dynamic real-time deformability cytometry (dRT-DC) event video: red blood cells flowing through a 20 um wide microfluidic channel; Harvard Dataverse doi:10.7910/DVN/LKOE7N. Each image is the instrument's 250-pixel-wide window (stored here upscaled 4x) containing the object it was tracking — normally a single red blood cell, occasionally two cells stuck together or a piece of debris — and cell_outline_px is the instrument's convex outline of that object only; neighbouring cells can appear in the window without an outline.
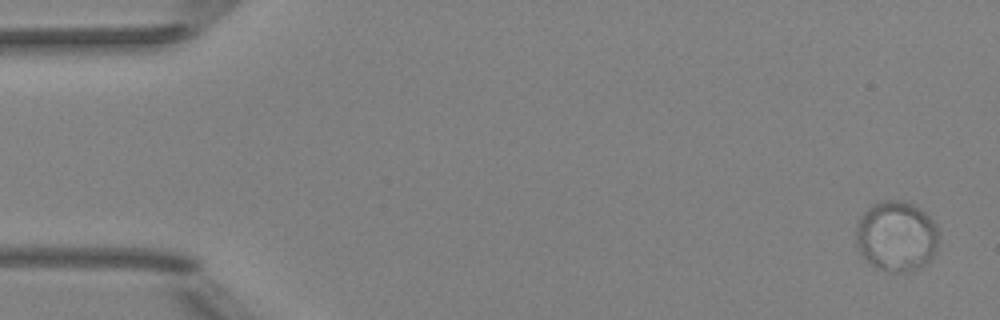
{"species": "Egyptian fruit bat (a non-hibernating species)", "species_latin": "Rousettus aegyptiacus", "temperature_condition": "room temperature", "stored_images_in_passage": 5, "camera_frame_rate_fps": 3000, "um_per_image_px": 0.085, "animal": {"sex": "female"}, "frame": {"image": 1, "passage_image": 1, "time_ms": 0.0, "image_size_px": [1000, 320], "cell_outline_px": [[940, 232], [936, 252], [928, 260], [904, 272], [892, 272], [880, 268], [872, 264], [860, 252], [856, 244], [856, 228], [860, 216], [872, 204], [884, 200], [904, 200], [912, 204], [924, 212], [936, 224]], "centroid_in_image_um": [76.2, 20.03], "position_along_channel_um": 8.8, "area_um2": 33.58}}
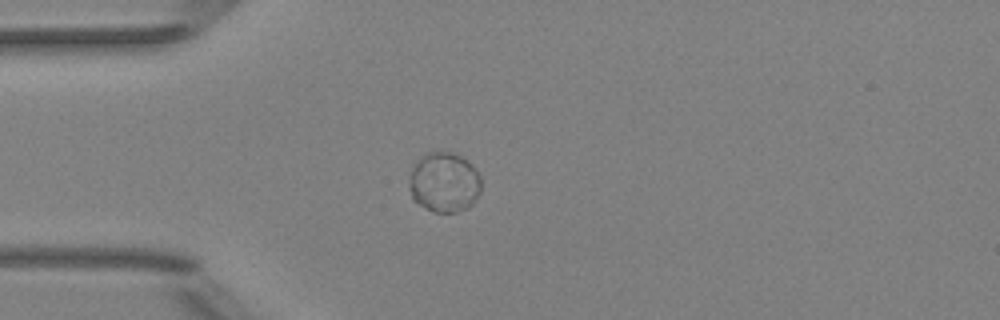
{"frame": {"image": 2, "passage_image": 4, "time_ms": 4.333, "image_size_px": [1000, 320], "cell_outline_px": [[480, 192], [476, 200], [468, 208], [456, 212], [432, 212], [412, 200], [408, 188], [408, 176], [412, 168], [428, 152], [452, 152], [460, 156], [472, 164], [480, 176]], "centroid_in_image_um": [37.74, 15.53], "position_along_channel_um": 47.3, "area_um2": 25.37}}